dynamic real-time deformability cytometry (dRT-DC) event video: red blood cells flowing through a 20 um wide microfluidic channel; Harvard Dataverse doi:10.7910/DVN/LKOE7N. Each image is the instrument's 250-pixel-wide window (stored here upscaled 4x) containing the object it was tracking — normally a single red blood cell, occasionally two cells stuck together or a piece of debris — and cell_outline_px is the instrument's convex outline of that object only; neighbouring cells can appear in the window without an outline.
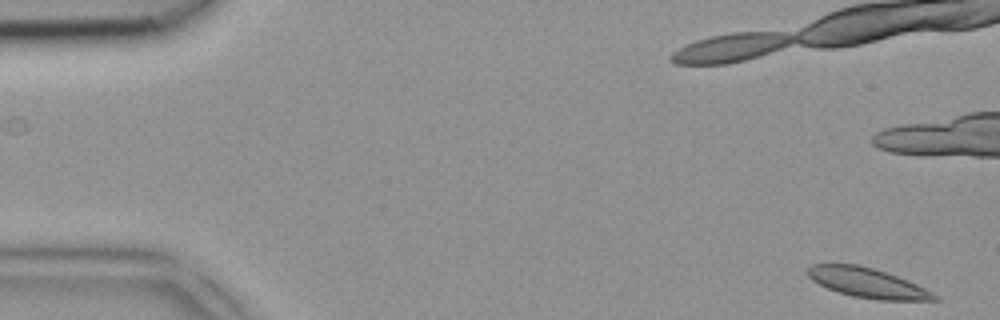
{"species": "common noctule bat (a hibernating species)", "species_latin": "Nyctalus noctula", "temperature_condition": "room temperature", "stored_images_in_passage": 7, "camera_frame_rate_fps": 3000, "um_per_image_px": 0.085, "animal": {"sex": "female", "body_mass_g": 18.4}, "frame": {"image": 1, "passage_image": 1, "time_ms": 0.0, "image_size_px": [1000, 320], "cell_outline_px": [[940, 300], [880, 300], [852, 296], [836, 292], [812, 280], [808, 276], [808, 268], [812, 264], [856, 264], [872, 268], [908, 280], [940, 296]], "centroid_in_image_um": [73.74, 24.05], "position_along_channel_um": 11.3, "area_um2": 21.73}}